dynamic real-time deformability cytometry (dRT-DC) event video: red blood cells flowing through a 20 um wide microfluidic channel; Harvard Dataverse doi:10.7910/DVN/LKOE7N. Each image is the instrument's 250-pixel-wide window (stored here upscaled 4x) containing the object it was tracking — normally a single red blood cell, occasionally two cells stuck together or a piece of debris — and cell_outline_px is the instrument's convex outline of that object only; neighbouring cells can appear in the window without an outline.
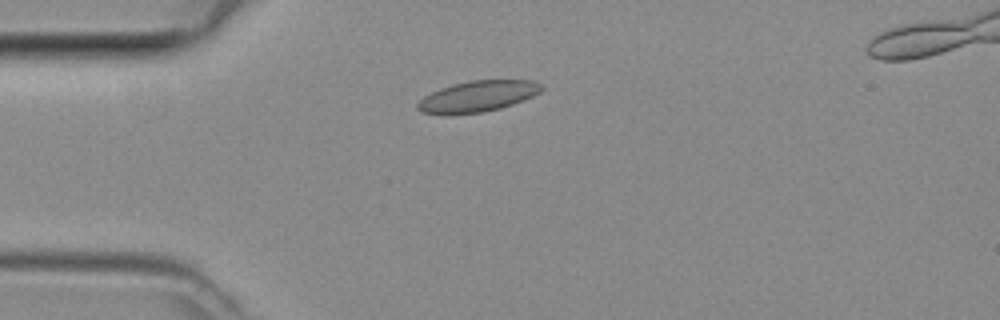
{"species": "common noctule bat (a hibernating species)", "species_latin": "Nyctalus noctula", "temperature_condition": "room temperature", "stored_images_in_passage": 4, "camera_frame_rate_fps": 3000, "um_per_image_px": 0.085, "animal": {"sex": "female", "body_mass_g": 29.2, "forearm_length_mm": 56.3}, "frame": {"image": 1, "passage_image": 3, "time_ms": 0.667, "image_size_px": [1000, 320], "cell_outline_px": [[544, 88], [540, 92], [524, 100], [500, 108], [484, 112], [420, 112], [416, 108], [416, 104], [424, 96], [440, 88], [452, 84], [472, 80], [532, 80], [544, 84]], "centroid_in_image_um": [40.67, 8.14], "position_along_channel_um": 44.3, "area_um2": 21.91}}